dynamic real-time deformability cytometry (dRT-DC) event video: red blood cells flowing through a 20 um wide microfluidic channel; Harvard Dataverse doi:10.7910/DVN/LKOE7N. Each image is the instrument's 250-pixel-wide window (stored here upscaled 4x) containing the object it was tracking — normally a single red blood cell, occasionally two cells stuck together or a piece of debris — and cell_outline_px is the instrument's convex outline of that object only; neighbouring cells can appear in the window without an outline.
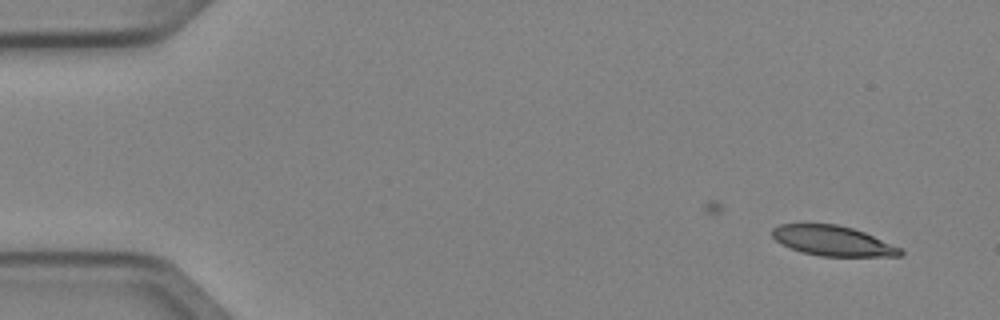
{"species": "Egyptian fruit bat (a non-hibernating species)", "species_latin": "Rousettus aegyptiacus", "temperature_condition": "cold", "stored_images_in_passage": 3, "camera_frame_rate_fps": 3000, "um_per_image_px": 0.085, "animal": {"sex": "female"}, "frame": {"image": 1, "passage_image": 1, "time_ms": 0.0, "image_size_px": [1000, 320], "cell_outline_px": [[904, 252], [900, 256], [820, 256], [800, 252], [780, 244], [772, 236], [772, 228], [780, 224], [836, 224], [852, 228], [864, 232], [900, 248]], "centroid_in_image_um": [70.74, 20.47], "position_along_channel_um": 14.3, "area_um2": 22.31}}
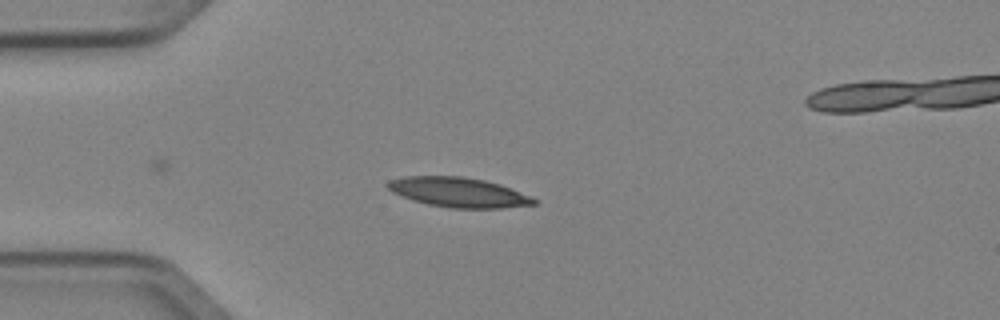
{"frame": {"image": 2, "passage_image": 3, "time_ms": 0.667, "image_size_px": [1000, 320], "cell_outline_px": [[536, 204], [500, 208], [448, 208], [428, 204], [392, 192], [384, 184], [388, 180], [404, 176], [460, 176], [484, 180], [500, 184], [532, 196], [536, 200]], "centroid_in_image_um": [38.97, 16.34], "position_along_channel_um": 46.0, "area_um2": 25.26}}